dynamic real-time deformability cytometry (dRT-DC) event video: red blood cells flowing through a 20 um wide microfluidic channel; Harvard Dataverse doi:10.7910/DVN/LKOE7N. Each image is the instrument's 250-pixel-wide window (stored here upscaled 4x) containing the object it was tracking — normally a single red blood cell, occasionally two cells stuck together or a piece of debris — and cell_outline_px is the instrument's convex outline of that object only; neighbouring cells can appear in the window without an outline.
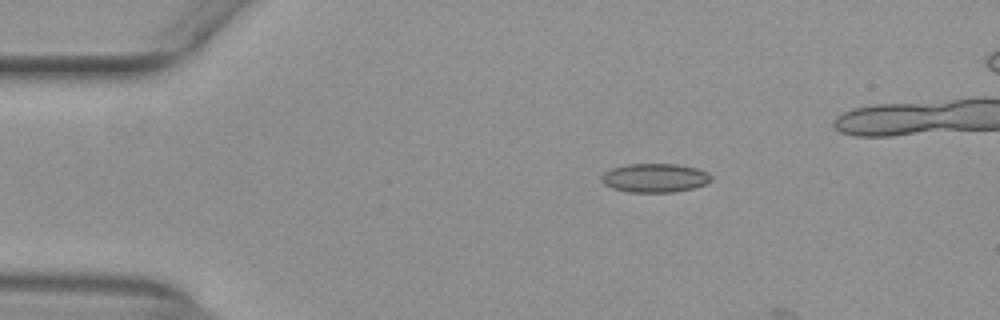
{"species": "common noctule bat (a hibernating species)", "species_latin": "Nyctalus noctula", "temperature_condition": "warm", "stored_images_in_passage": 7, "camera_frame_rate_fps": 3000, "um_per_image_px": 0.085, "animal": {"sex": "female", "body_mass_g": 29.2, "forearm_length_mm": 56.3}, "frame": {"image": 1, "passage_image": 1, "time_ms": 0.0, "image_size_px": [1000, 320], "cell_outline_px": [[712, 180], [704, 184], [692, 188], [672, 192], [628, 192], [612, 188], [604, 184], [600, 180], [600, 176], [604, 172], [612, 168], [624, 164], [676, 164], [696, 168], [708, 172], [712, 176]], "centroid_in_image_um": [55.62, 15.11], "position_along_channel_um": 29.4, "area_um2": 18.5}}